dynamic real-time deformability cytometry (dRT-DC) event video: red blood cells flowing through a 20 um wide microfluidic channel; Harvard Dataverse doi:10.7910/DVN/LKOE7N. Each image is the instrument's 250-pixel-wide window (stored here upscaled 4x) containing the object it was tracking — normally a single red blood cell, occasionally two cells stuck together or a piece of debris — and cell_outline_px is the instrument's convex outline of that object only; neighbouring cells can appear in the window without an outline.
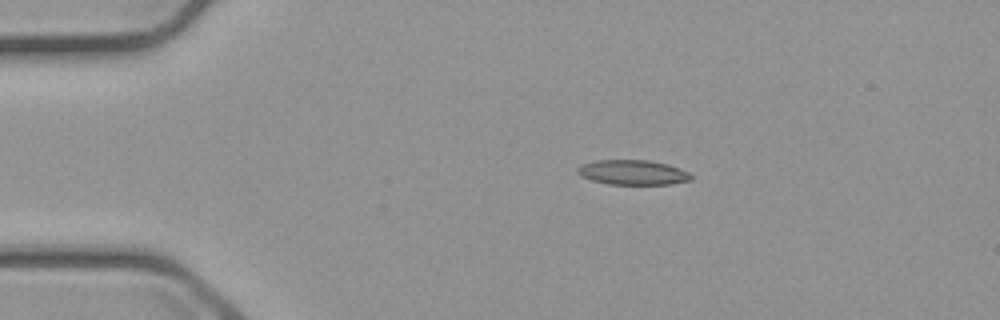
{"species": "common noctule bat (a hibernating species)", "species_latin": "Nyctalus noctula", "temperature_condition": "cold", "stored_images_in_passage": 8, "camera_frame_rate_fps": 3000, "um_per_image_px": 0.085, "animal": {"sex": "male", "body_mass_g": 23.1, "forearm_length_mm": 52.7}, "frame": {"image": 1, "passage_image": 1, "time_ms": 0.0, "image_size_px": [1000, 320], "cell_outline_px": [[692, 180], [672, 184], [608, 184], [592, 180], [580, 176], [576, 172], [584, 164], [596, 160], [648, 160], [668, 164], [680, 168], [688, 172], [692, 176]], "centroid_in_image_um": [53.83, 14.66], "position_along_channel_um": 31.2, "area_um2": 16.36}}
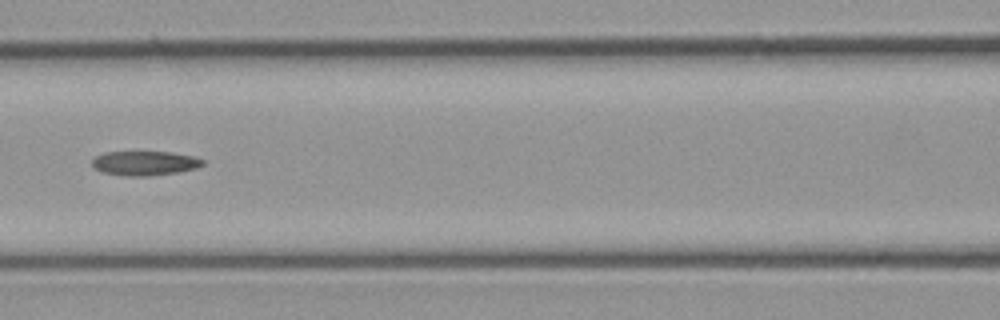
{"frame": {"image": 2, "passage_image": 5, "time_ms": 4.667, "image_size_px": [1000, 320], "cell_outline_px": [[204, 164], [196, 168], [180, 172], [148, 176], [128, 176], [100, 172], [92, 164], [92, 160], [96, 156], [104, 152], [172, 152], [192, 156], [204, 160]], "centroid_in_image_um": [12.31, 13.87], "position_along_channel_um": 154.3, "area_um2": 15.72}}
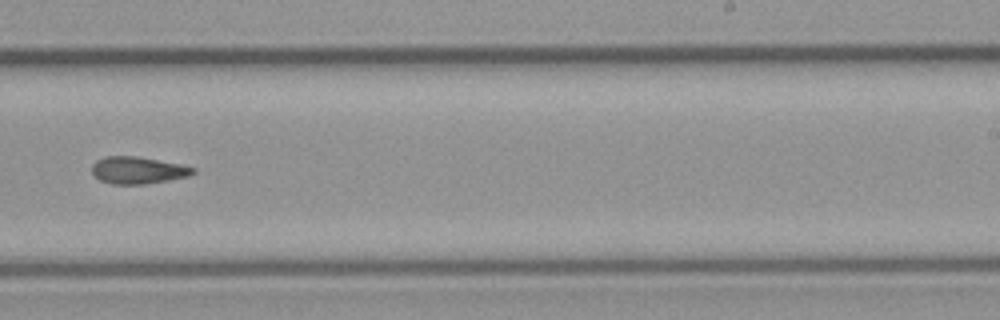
{"frame": {"image": 3, "passage_image": 8, "time_ms": 8.0, "image_size_px": [1000, 320], "cell_outline_px": [[196, 172], [188, 176], [168, 180], [144, 184], [112, 184], [100, 180], [92, 176], [92, 164], [96, 160], [104, 156], [136, 156], [180, 164], [196, 168]], "centroid_in_image_um": [11.68, 14.47], "position_along_channel_um": 277.3, "area_um2": 16.01}}